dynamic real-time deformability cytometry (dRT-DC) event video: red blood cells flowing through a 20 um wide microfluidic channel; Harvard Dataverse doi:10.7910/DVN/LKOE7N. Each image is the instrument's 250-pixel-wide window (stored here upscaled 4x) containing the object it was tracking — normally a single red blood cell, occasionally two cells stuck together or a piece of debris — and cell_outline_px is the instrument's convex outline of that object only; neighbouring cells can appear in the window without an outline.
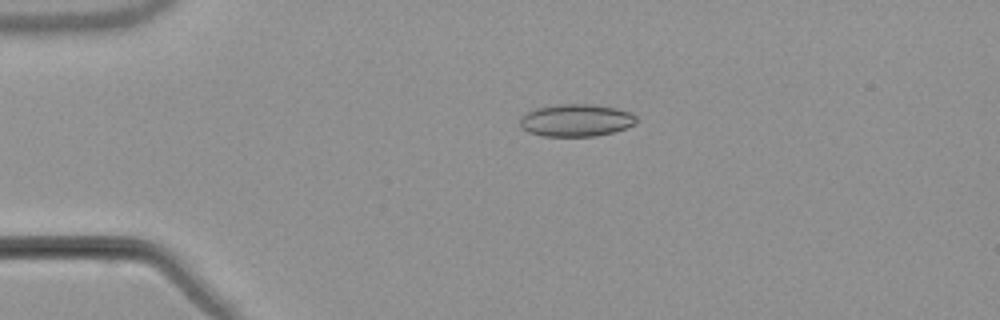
{"species": "common noctule bat (a hibernating species)", "species_latin": "Nyctalus noctula", "temperature_condition": "warm", "stored_images_in_passage": 55, "camera_frame_rate_fps": 3000, "um_per_image_px": 0.085, "animal": {"sex": "male", "body_mass_g": 21.5, "forearm_length_mm": 52.0}, "frame": {"image": 1, "passage_image": 13, "time_ms": 4.0, "image_size_px": [1000, 320], "cell_outline_px": [[636, 124], [612, 132], [596, 136], [544, 136], [528, 132], [520, 128], [520, 116], [536, 108], [560, 104], [592, 104], [616, 108], [632, 112], [636, 116]], "centroid_in_image_um": [48.96, 10.22], "position_along_channel_um": 36.0, "area_um2": 22.02}}
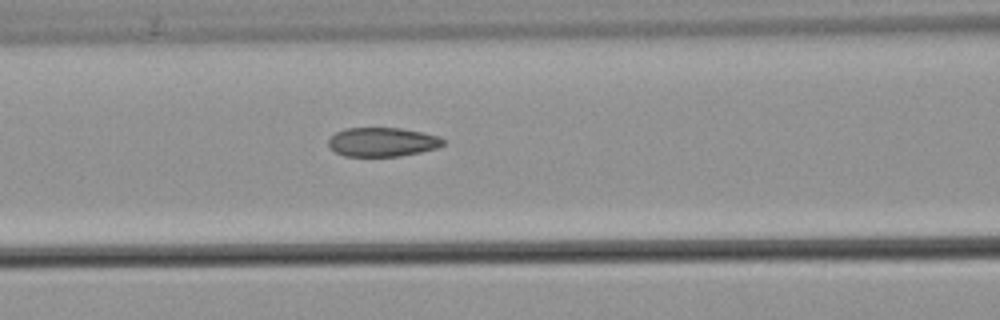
{"frame": {"image": 2, "passage_image": 24, "time_ms": 7.667, "image_size_px": [1000, 320], "cell_outline_px": [[444, 144], [436, 148], [420, 152], [400, 156], [344, 156], [336, 152], [328, 144], [328, 140], [336, 132], [344, 128], [400, 128], [440, 136], [444, 140]], "centroid_in_image_um": [32.5, 12.07], "position_along_channel_um": 134.1, "area_um2": 19.31}}
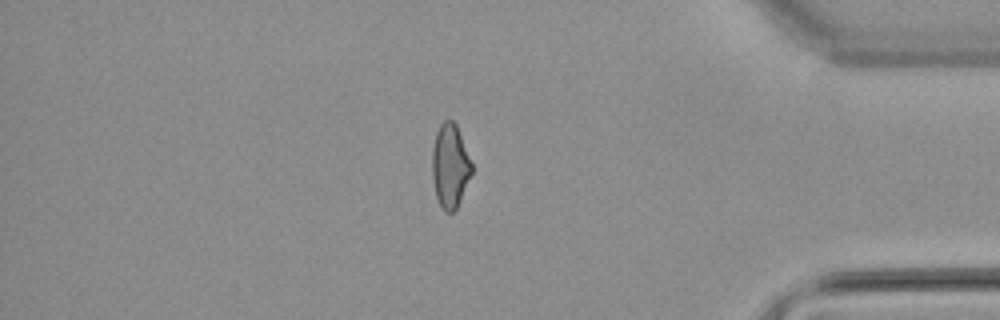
{"frame": {"image": 3, "passage_image": 47, "time_ms": 15.333, "image_size_px": [1000, 320], "cell_outline_px": [[472, 172], [456, 208], [452, 212], [444, 212], [436, 196], [432, 180], [432, 148], [436, 132], [440, 124], [444, 120], [452, 120], [456, 124], [472, 164]], "centroid_in_image_um": [38.23, 14.09], "position_along_channel_um": 397.0, "area_um2": 19.13}, "authors_computed_cell_mechanics": {"area_um2": 20.3456, "velocity_mm_per_s": 3.8254, "shape_relaxation_time_tau1_ms": null, "shape_relaxation_time_tau2_ms": 1.8279, "deformation_change_tau1": null, "deformation_change_tau2": 0.0773}}